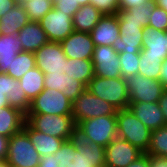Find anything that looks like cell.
Segmentation results:
<instances>
[{
	"label": "cell",
	"mask_w": 167,
	"mask_h": 167,
	"mask_svg": "<svg viewBox=\"0 0 167 167\" xmlns=\"http://www.w3.org/2000/svg\"><path fill=\"white\" fill-rule=\"evenodd\" d=\"M118 56L121 64V75L123 78H129L138 74L140 54L122 52L118 53Z\"/></svg>",
	"instance_id": "34"
},
{
	"label": "cell",
	"mask_w": 167,
	"mask_h": 167,
	"mask_svg": "<svg viewBox=\"0 0 167 167\" xmlns=\"http://www.w3.org/2000/svg\"><path fill=\"white\" fill-rule=\"evenodd\" d=\"M36 66L43 71L45 68L61 66L67 59L59 42H47L35 53Z\"/></svg>",
	"instance_id": "21"
},
{
	"label": "cell",
	"mask_w": 167,
	"mask_h": 167,
	"mask_svg": "<svg viewBox=\"0 0 167 167\" xmlns=\"http://www.w3.org/2000/svg\"><path fill=\"white\" fill-rule=\"evenodd\" d=\"M0 89L4 95L8 96L10 107L27 115L31 101L26 97L19 80L12 78L7 73H0Z\"/></svg>",
	"instance_id": "18"
},
{
	"label": "cell",
	"mask_w": 167,
	"mask_h": 167,
	"mask_svg": "<svg viewBox=\"0 0 167 167\" xmlns=\"http://www.w3.org/2000/svg\"><path fill=\"white\" fill-rule=\"evenodd\" d=\"M120 36L115 40L113 45L117 53L131 52L140 54L143 48L144 26L140 21L122 20L118 16Z\"/></svg>",
	"instance_id": "11"
},
{
	"label": "cell",
	"mask_w": 167,
	"mask_h": 167,
	"mask_svg": "<svg viewBox=\"0 0 167 167\" xmlns=\"http://www.w3.org/2000/svg\"><path fill=\"white\" fill-rule=\"evenodd\" d=\"M44 76L45 74L36 66L24 74L19 80L21 88L30 101L45 89Z\"/></svg>",
	"instance_id": "27"
},
{
	"label": "cell",
	"mask_w": 167,
	"mask_h": 167,
	"mask_svg": "<svg viewBox=\"0 0 167 167\" xmlns=\"http://www.w3.org/2000/svg\"><path fill=\"white\" fill-rule=\"evenodd\" d=\"M60 44L67 58L92 60L95 46L90 33L74 30Z\"/></svg>",
	"instance_id": "15"
},
{
	"label": "cell",
	"mask_w": 167,
	"mask_h": 167,
	"mask_svg": "<svg viewBox=\"0 0 167 167\" xmlns=\"http://www.w3.org/2000/svg\"><path fill=\"white\" fill-rule=\"evenodd\" d=\"M116 118L118 138L146 153L150 145L151 130L129 108L117 110Z\"/></svg>",
	"instance_id": "4"
},
{
	"label": "cell",
	"mask_w": 167,
	"mask_h": 167,
	"mask_svg": "<svg viewBox=\"0 0 167 167\" xmlns=\"http://www.w3.org/2000/svg\"><path fill=\"white\" fill-rule=\"evenodd\" d=\"M54 8L59 10V12H64L66 15L72 16L81 7L76 4L74 0H51Z\"/></svg>",
	"instance_id": "37"
},
{
	"label": "cell",
	"mask_w": 167,
	"mask_h": 167,
	"mask_svg": "<svg viewBox=\"0 0 167 167\" xmlns=\"http://www.w3.org/2000/svg\"><path fill=\"white\" fill-rule=\"evenodd\" d=\"M26 115L10 106L0 108V135L11 137L23 130Z\"/></svg>",
	"instance_id": "23"
},
{
	"label": "cell",
	"mask_w": 167,
	"mask_h": 167,
	"mask_svg": "<svg viewBox=\"0 0 167 167\" xmlns=\"http://www.w3.org/2000/svg\"><path fill=\"white\" fill-rule=\"evenodd\" d=\"M141 53L144 56L158 57L164 61L167 58L166 32L145 27Z\"/></svg>",
	"instance_id": "20"
},
{
	"label": "cell",
	"mask_w": 167,
	"mask_h": 167,
	"mask_svg": "<svg viewBox=\"0 0 167 167\" xmlns=\"http://www.w3.org/2000/svg\"><path fill=\"white\" fill-rule=\"evenodd\" d=\"M8 96L4 95V92L0 89V108L9 106Z\"/></svg>",
	"instance_id": "46"
},
{
	"label": "cell",
	"mask_w": 167,
	"mask_h": 167,
	"mask_svg": "<svg viewBox=\"0 0 167 167\" xmlns=\"http://www.w3.org/2000/svg\"><path fill=\"white\" fill-rule=\"evenodd\" d=\"M76 137L84 142H93L105 148L118 137L116 115H105L80 121L76 126Z\"/></svg>",
	"instance_id": "2"
},
{
	"label": "cell",
	"mask_w": 167,
	"mask_h": 167,
	"mask_svg": "<svg viewBox=\"0 0 167 167\" xmlns=\"http://www.w3.org/2000/svg\"><path fill=\"white\" fill-rule=\"evenodd\" d=\"M148 27H152L156 30H161L166 32L167 31V12L164 9L154 5L152 15L150 16L148 21Z\"/></svg>",
	"instance_id": "35"
},
{
	"label": "cell",
	"mask_w": 167,
	"mask_h": 167,
	"mask_svg": "<svg viewBox=\"0 0 167 167\" xmlns=\"http://www.w3.org/2000/svg\"><path fill=\"white\" fill-rule=\"evenodd\" d=\"M42 72L45 74L44 88L63 92L71 102L86 89L82 82L71 78L70 58H67L61 66L45 68Z\"/></svg>",
	"instance_id": "6"
},
{
	"label": "cell",
	"mask_w": 167,
	"mask_h": 167,
	"mask_svg": "<svg viewBox=\"0 0 167 167\" xmlns=\"http://www.w3.org/2000/svg\"><path fill=\"white\" fill-rule=\"evenodd\" d=\"M40 159V154L24 130L10 137L6 158L9 167H38Z\"/></svg>",
	"instance_id": "7"
},
{
	"label": "cell",
	"mask_w": 167,
	"mask_h": 167,
	"mask_svg": "<svg viewBox=\"0 0 167 167\" xmlns=\"http://www.w3.org/2000/svg\"><path fill=\"white\" fill-rule=\"evenodd\" d=\"M92 63L94 76L102 78L122 77L119 56L112 46H95Z\"/></svg>",
	"instance_id": "13"
},
{
	"label": "cell",
	"mask_w": 167,
	"mask_h": 167,
	"mask_svg": "<svg viewBox=\"0 0 167 167\" xmlns=\"http://www.w3.org/2000/svg\"><path fill=\"white\" fill-rule=\"evenodd\" d=\"M30 22L23 6L16 4L0 18L1 35H17L22 27Z\"/></svg>",
	"instance_id": "24"
},
{
	"label": "cell",
	"mask_w": 167,
	"mask_h": 167,
	"mask_svg": "<svg viewBox=\"0 0 167 167\" xmlns=\"http://www.w3.org/2000/svg\"><path fill=\"white\" fill-rule=\"evenodd\" d=\"M149 2H154V0H119V10H128Z\"/></svg>",
	"instance_id": "38"
},
{
	"label": "cell",
	"mask_w": 167,
	"mask_h": 167,
	"mask_svg": "<svg viewBox=\"0 0 167 167\" xmlns=\"http://www.w3.org/2000/svg\"><path fill=\"white\" fill-rule=\"evenodd\" d=\"M21 42L22 50L35 53L43 45L49 42L47 34L42 29L40 22L30 21L20 29L17 34Z\"/></svg>",
	"instance_id": "19"
},
{
	"label": "cell",
	"mask_w": 167,
	"mask_h": 167,
	"mask_svg": "<svg viewBox=\"0 0 167 167\" xmlns=\"http://www.w3.org/2000/svg\"><path fill=\"white\" fill-rule=\"evenodd\" d=\"M154 2L143 4L139 7L131 8L128 10H119L117 15L122 20H135L140 21L144 27H148V21L153 12Z\"/></svg>",
	"instance_id": "31"
},
{
	"label": "cell",
	"mask_w": 167,
	"mask_h": 167,
	"mask_svg": "<svg viewBox=\"0 0 167 167\" xmlns=\"http://www.w3.org/2000/svg\"><path fill=\"white\" fill-rule=\"evenodd\" d=\"M128 108L151 131L167 125L159 102H129Z\"/></svg>",
	"instance_id": "17"
},
{
	"label": "cell",
	"mask_w": 167,
	"mask_h": 167,
	"mask_svg": "<svg viewBox=\"0 0 167 167\" xmlns=\"http://www.w3.org/2000/svg\"><path fill=\"white\" fill-rule=\"evenodd\" d=\"M162 62L158 57L144 56L140 53L138 75L149 79L160 80Z\"/></svg>",
	"instance_id": "32"
},
{
	"label": "cell",
	"mask_w": 167,
	"mask_h": 167,
	"mask_svg": "<svg viewBox=\"0 0 167 167\" xmlns=\"http://www.w3.org/2000/svg\"><path fill=\"white\" fill-rule=\"evenodd\" d=\"M142 154L137 147L117 137L105 147V167H127Z\"/></svg>",
	"instance_id": "14"
},
{
	"label": "cell",
	"mask_w": 167,
	"mask_h": 167,
	"mask_svg": "<svg viewBox=\"0 0 167 167\" xmlns=\"http://www.w3.org/2000/svg\"><path fill=\"white\" fill-rule=\"evenodd\" d=\"M16 5L15 0H0V18Z\"/></svg>",
	"instance_id": "42"
},
{
	"label": "cell",
	"mask_w": 167,
	"mask_h": 167,
	"mask_svg": "<svg viewBox=\"0 0 167 167\" xmlns=\"http://www.w3.org/2000/svg\"><path fill=\"white\" fill-rule=\"evenodd\" d=\"M160 81L164 85L165 90H167V58L162 62Z\"/></svg>",
	"instance_id": "44"
},
{
	"label": "cell",
	"mask_w": 167,
	"mask_h": 167,
	"mask_svg": "<svg viewBox=\"0 0 167 167\" xmlns=\"http://www.w3.org/2000/svg\"><path fill=\"white\" fill-rule=\"evenodd\" d=\"M157 7L164 9L167 12V0H154Z\"/></svg>",
	"instance_id": "47"
},
{
	"label": "cell",
	"mask_w": 167,
	"mask_h": 167,
	"mask_svg": "<svg viewBox=\"0 0 167 167\" xmlns=\"http://www.w3.org/2000/svg\"><path fill=\"white\" fill-rule=\"evenodd\" d=\"M54 155L58 167H105V148L78 137L65 140Z\"/></svg>",
	"instance_id": "1"
},
{
	"label": "cell",
	"mask_w": 167,
	"mask_h": 167,
	"mask_svg": "<svg viewBox=\"0 0 167 167\" xmlns=\"http://www.w3.org/2000/svg\"><path fill=\"white\" fill-rule=\"evenodd\" d=\"M71 62V78L82 82L86 87L94 77V66L92 60L89 59H72Z\"/></svg>",
	"instance_id": "30"
},
{
	"label": "cell",
	"mask_w": 167,
	"mask_h": 167,
	"mask_svg": "<svg viewBox=\"0 0 167 167\" xmlns=\"http://www.w3.org/2000/svg\"><path fill=\"white\" fill-rule=\"evenodd\" d=\"M30 21L39 22L54 5L51 0H29L22 5Z\"/></svg>",
	"instance_id": "33"
},
{
	"label": "cell",
	"mask_w": 167,
	"mask_h": 167,
	"mask_svg": "<svg viewBox=\"0 0 167 167\" xmlns=\"http://www.w3.org/2000/svg\"><path fill=\"white\" fill-rule=\"evenodd\" d=\"M129 102H159L165 88L160 80L149 79L142 75L125 78Z\"/></svg>",
	"instance_id": "10"
},
{
	"label": "cell",
	"mask_w": 167,
	"mask_h": 167,
	"mask_svg": "<svg viewBox=\"0 0 167 167\" xmlns=\"http://www.w3.org/2000/svg\"><path fill=\"white\" fill-rule=\"evenodd\" d=\"M0 167H9L6 163V160H0Z\"/></svg>",
	"instance_id": "50"
},
{
	"label": "cell",
	"mask_w": 167,
	"mask_h": 167,
	"mask_svg": "<svg viewBox=\"0 0 167 167\" xmlns=\"http://www.w3.org/2000/svg\"><path fill=\"white\" fill-rule=\"evenodd\" d=\"M22 51V45L17 35L0 34V73H7L11 69V63Z\"/></svg>",
	"instance_id": "25"
},
{
	"label": "cell",
	"mask_w": 167,
	"mask_h": 167,
	"mask_svg": "<svg viewBox=\"0 0 167 167\" xmlns=\"http://www.w3.org/2000/svg\"><path fill=\"white\" fill-rule=\"evenodd\" d=\"M27 1H29V0H15V3L22 6V5H24Z\"/></svg>",
	"instance_id": "49"
},
{
	"label": "cell",
	"mask_w": 167,
	"mask_h": 167,
	"mask_svg": "<svg viewBox=\"0 0 167 167\" xmlns=\"http://www.w3.org/2000/svg\"><path fill=\"white\" fill-rule=\"evenodd\" d=\"M76 4L82 5H88L90 4V0H74Z\"/></svg>",
	"instance_id": "48"
},
{
	"label": "cell",
	"mask_w": 167,
	"mask_h": 167,
	"mask_svg": "<svg viewBox=\"0 0 167 167\" xmlns=\"http://www.w3.org/2000/svg\"><path fill=\"white\" fill-rule=\"evenodd\" d=\"M149 156L167 159V125L151 131Z\"/></svg>",
	"instance_id": "29"
},
{
	"label": "cell",
	"mask_w": 167,
	"mask_h": 167,
	"mask_svg": "<svg viewBox=\"0 0 167 167\" xmlns=\"http://www.w3.org/2000/svg\"><path fill=\"white\" fill-rule=\"evenodd\" d=\"M23 130L29 135L33 146L41 157L54 155L65 141V139L56 138L36 131L27 122H25Z\"/></svg>",
	"instance_id": "22"
},
{
	"label": "cell",
	"mask_w": 167,
	"mask_h": 167,
	"mask_svg": "<svg viewBox=\"0 0 167 167\" xmlns=\"http://www.w3.org/2000/svg\"><path fill=\"white\" fill-rule=\"evenodd\" d=\"M86 89L113 105L117 110L126 109L129 106L126 80L123 77L102 78L94 76Z\"/></svg>",
	"instance_id": "5"
},
{
	"label": "cell",
	"mask_w": 167,
	"mask_h": 167,
	"mask_svg": "<svg viewBox=\"0 0 167 167\" xmlns=\"http://www.w3.org/2000/svg\"><path fill=\"white\" fill-rule=\"evenodd\" d=\"M90 4L103 15H113L119 11V0H90Z\"/></svg>",
	"instance_id": "36"
},
{
	"label": "cell",
	"mask_w": 167,
	"mask_h": 167,
	"mask_svg": "<svg viewBox=\"0 0 167 167\" xmlns=\"http://www.w3.org/2000/svg\"><path fill=\"white\" fill-rule=\"evenodd\" d=\"M159 107L162 110L164 119L167 124V90L164 91L163 95L159 99Z\"/></svg>",
	"instance_id": "43"
},
{
	"label": "cell",
	"mask_w": 167,
	"mask_h": 167,
	"mask_svg": "<svg viewBox=\"0 0 167 167\" xmlns=\"http://www.w3.org/2000/svg\"><path fill=\"white\" fill-rule=\"evenodd\" d=\"M9 137L0 135V160H6L8 154Z\"/></svg>",
	"instance_id": "41"
},
{
	"label": "cell",
	"mask_w": 167,
	"mask_h": 167,
	"mask_svg": "<svg viewBox=\"0 0 167 167\" xmlns=\"http://www.w3.org/2000/svg\"><path fill=\"white\" fill-rule=\"evenodd\" d=\"M26 122L36 131L65 140L76 137L72 114H27Z\"/></svg>",
	"instance_id": "3"
},
{
	"label": "cell",
	"mask_w": 167,
	"mask_h": 167,
	"mask_svg": "<svg viewBox=\"0 0 167 167\" xmlns=\"http://www.w3.org/2000/svg\"><path fill=\"white\" fill-rule=\"evenodd\" d=\"M127 167H151V156L143 153L138 157L133 163L129 164Z\"/></svg>",
	"instance_id": "39"
},
{
	"label": "cell",
	"mask_w": 167,
	"mask_h": 167,
	"mask_svg": "<svg viewBox=\"0 0 167 167\" xmlns=\"http://www.w3.org/2000/svg\"><path fill=\"white\" fill-rule=\"evenodd\" d=\"M151 167H167V159L151 156Z\"/></svg>",
	"instance_id": "45"
},
{
	"label": "cell",
	"mask_w": 167,
	"mask_h": 167,
	"mask_svg": "<svg viewBox=\"0 0 167 167\" xmlns=\"http://www.w3.org/2000/svg\"><path fill=\"white\" fill-rule=\"evenodd\" d=\"M102 16L92 4L82 5L72 17L73 28L75 31L90 33Z\"/></svg>",
	"instance_id": "26"
},
{
	"label": "cell",
	"mask_w": 167,
	"mask_h": 167,
	"mask_svg": "<svg viewBox=\"0 0 167 167\" xmlns=\"http://www.w3.org/2000/svg\"><path fill=\"white\" fill-rule=\"evenodd\" d=\"M94 46H112L120 36L118 15H103L90 32Z\"/></svg>",
	"instance_id": "16"
},
{
	"label": "cell",
	"mask_w": 167,
	"mask_h": 167,
	"mask_svg": "<svg viewBox=\"0 0 167 167\" xmlns=\"http://www.w3.org/2000/svg\"><path fill=\"white\" fill-rule=\"evenodd\" d=\"M34 67H36L35 54L22 51L16 55L7 74L16 80H20L24 74Z\"/></svg>",
	"instance_id": "28"
},
{
	"label": "cell",
	"mask_w": 167,
	"mask_h": 167,
	"mask_svg": "<svg viewBox=\"0 0 167 167\" xmlns=\"http://www.w3.org/2000/svg\"><path fill=\"white\" fill-rule=\"evenodd\" d=\"M50 42H62L73 31V18L53 7L40 21Z\"/></svg>",
	"instance_id": "12"
},
{
	"label": "cell",
	"mask_w": 167,
	"mask_h": 167,
	"mask_svg": "<svg viewBox=\"0 0 167 167\" xmlns=\"http://www.w3.org/2000/svg\"><path fill=\"white\" fill-rule=\"evenodd\" d=\"M58 163L56 156L52 154L41 157L38 167H58Z\"/></svg>",
	"instance_id": "40"
},
{
	"label": "cell",
	"mask_w": 167,
	"mask_h": 167,
	"mask_svg": "<svg viewBox=\"0 0 167 167\" xmlns=\"http://www.w3.org/2000/svg\"><path fill=\"white\" fill-rule=\"evenodd\" d=\"M27 114H72V102L63 92L44 89L31 101Z\"/></svg>",
	"instance_id": "9"
},
{
	"label": "cell",
	"mask_w": 167,
	"mask_h": 167,
	"mask_svg": "<svg viewBox=\"0 0 167 167\" xmlns=\"http://www.w3.org/2000/svg\"><path fill=\"white\" fill-rule=\"evenodd\" d=\"M117 109L106 102L105 100L95 96L90 91L85 89L73 102H72V116L76 125L80 121L90 118L116 115Z\"/></svg>",
	"instance_id": "8"
}]
</instances>
